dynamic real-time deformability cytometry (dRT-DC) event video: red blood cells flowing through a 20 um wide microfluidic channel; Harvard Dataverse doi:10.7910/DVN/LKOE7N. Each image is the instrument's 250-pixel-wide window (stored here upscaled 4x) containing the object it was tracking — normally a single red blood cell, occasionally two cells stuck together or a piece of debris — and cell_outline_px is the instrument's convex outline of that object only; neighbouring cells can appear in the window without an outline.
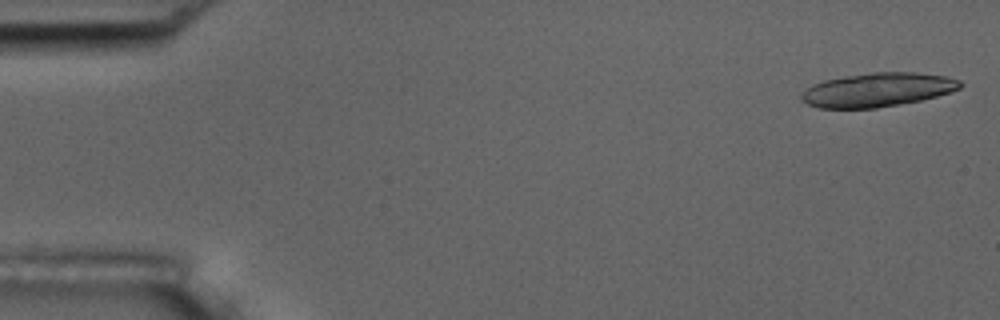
{"species": "common noctule bat (a hibernating species)", "species_latin": "Nyctalus noctula", "temperature_condition": "room temperature", "stored_images_in_passage": 11, "camera_frame_rate_fps": 3000, "um_per_image_px": 0.085, "animal": {"sex": "male", "body_mass_g": 17.5, "forearm_length_mm": 52.3}, "frame": {"image": 1, "passage_image": 1, "time_ms": 0.0, "image_size_px": [1000, 320], "cell_outline_px": [[964, 84], [960, 88], [936, 96], [920, 100], [900, 104], [876, 108], [820, 108], [808, 104], [800, 100], [800, 96], [812, 84], [824, 80], [844, 76], [872, 72], [916, 72], [944, 76], [960, 80]], "centroid_in_image_um": [74.58, 7.63], "position_along_channel_um": 10.4, "area_um2": 31.27}}
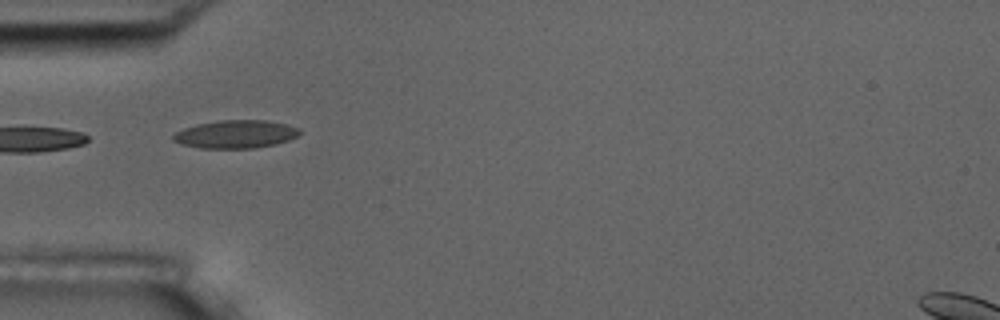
{"frame": {"image": 2, "passage_image": 5, "time_ms": 5.333, "image_size_px": [1000, 320], "cell_outline_px": [[300, 132], [296, 136], [288, 140], [276, 144], [252, 148], [200, 148], [180, 144], [172, 140], [172, 136], [176, 132], [184, 128], [196, 124], [220, 120], [264, 120], [288, 124], [300, 128]], "centroid_in_image_um": [20.02, 11.4], "position_along_channel_um": 65.0, "area_um2": 20.69}}
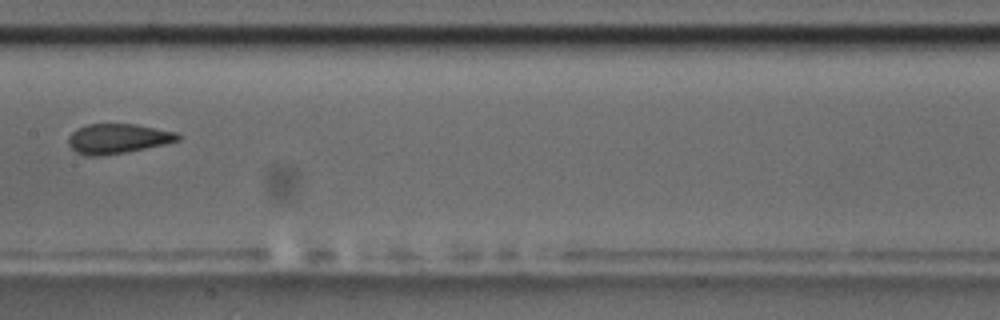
{"frame": {"image": 3, "passage_image": 8, "time_ms": 9.0, "image_size_px": [1000, 320], "cell_outline_px": [[180, 140], [164, 144], [124, 152], [100, 156], [84, 156], [76, 152], [68, 144], [68, 136], [72, 132], [88, 124], [136, 124], [176, 132], [180, 136]], "centroid_in_image_um": [9.99, 11.78], "position_along_channel_um": 197.4, "area_um2": 18.84}}